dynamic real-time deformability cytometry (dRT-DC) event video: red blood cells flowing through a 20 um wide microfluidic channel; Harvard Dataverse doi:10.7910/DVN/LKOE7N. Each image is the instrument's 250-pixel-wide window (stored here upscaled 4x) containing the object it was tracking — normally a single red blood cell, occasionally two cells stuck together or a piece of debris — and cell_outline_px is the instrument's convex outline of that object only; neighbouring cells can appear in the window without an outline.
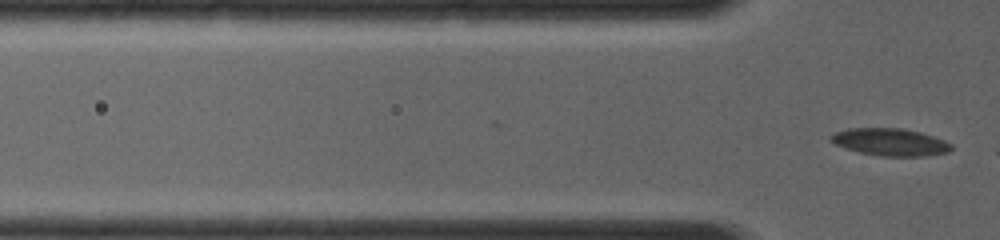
{"species": "common noctule bat (a hibernating species)", "species_latin": "Nyctalus noctula", "temperature_condition": "room temperature", "stored_images_in_passage": 3, "camera_frame_rate_fps": 4000, "um_per_image_px": 0.085, "animal": {"sex": "female", "body_mass_g": 19.0, "forearm_length_mm": 56.7}, "frame": {"image": 1, "passage_image": 3, "time_ms": 0.5, "image_size_px": [1000, 240], "cell_outline_px": [[952, 148], [948, 152], [928, 156], [880, 156], [860, 152], [844, 148], [828, 140], [828, 136], [836, 132], [848, 128], [900, 128], [920, 132], [944, 140], [952, 144]], "centroid_in_image_um": [75.64, 12.07], "position_along_channel_um": 50.2, "area_um2": 19.25}}